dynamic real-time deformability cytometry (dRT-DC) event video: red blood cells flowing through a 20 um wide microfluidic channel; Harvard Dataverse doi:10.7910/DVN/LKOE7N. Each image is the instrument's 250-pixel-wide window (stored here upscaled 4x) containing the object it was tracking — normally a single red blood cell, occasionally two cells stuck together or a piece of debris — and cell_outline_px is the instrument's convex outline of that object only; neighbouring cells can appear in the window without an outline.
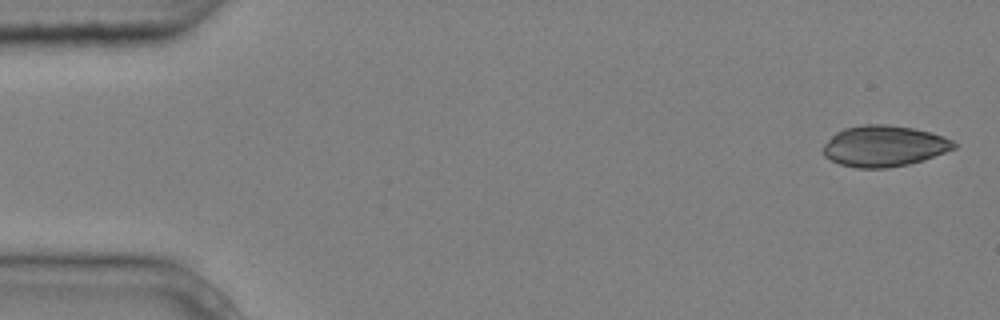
{"species": "common noctule bat (a hibernating species)", "species_latin": "Nyctalus noctula", "temperature_condition": "cold", "stored_images_in_passage": 8, "camera_frame_rate_fps": 3000, "um_per_image_px": 0.085, "animal": {"sex": "male", "body_mass_g": 20.4}, "frame": {"image": 1, "passage_image": 1, "time_ms": 0.0, "image_size_px": [1000, 320], "cell_outline_px": [[960, 144], [956, 148], [924, 160], [908, 164], [888, 168], [856, 168], [840, 164], [824, 156], [824, 144], [836, 132], [844, 128], [864, 124], [888, 124], [912, 128], [932, 132], [944, 136]], "centroid_in_image_um": [75.19, 12.41], "position_along_channel_um": 9.8, "area_um2": 31.44}}